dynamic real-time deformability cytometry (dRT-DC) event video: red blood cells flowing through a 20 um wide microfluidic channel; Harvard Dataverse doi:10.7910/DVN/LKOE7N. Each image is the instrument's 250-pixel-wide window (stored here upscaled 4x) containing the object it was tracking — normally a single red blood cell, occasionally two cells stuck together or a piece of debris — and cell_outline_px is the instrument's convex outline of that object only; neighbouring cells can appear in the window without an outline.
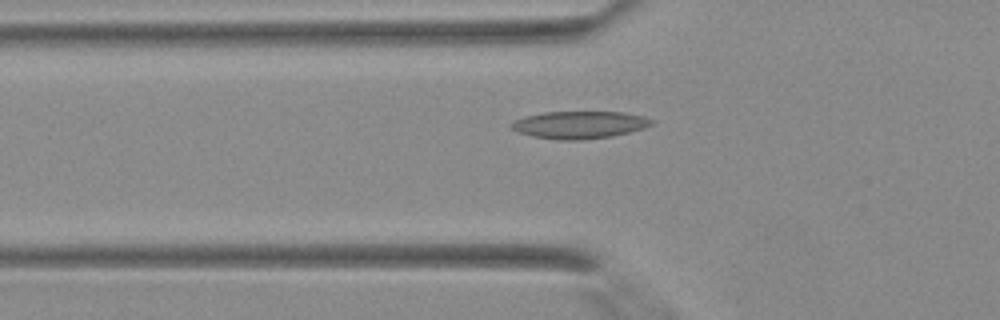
{"species": "Egyptian fruit bat (a non-hibernating species)", "species_latin": "Rousettus aegyptiacus", "temperature_condition": "warm", "stored_images_in_passage": 26, "camera_frame_rate_fps": 3000, "um_per_image_px": 0.085, "animal": {"sex": "female"}, "frame": {"image": 1, "passage_image": 3, "time_ms": 0.667, "image_size_px": [1000, 320], "cell_outline_px": [[656, 120], [652, 124], [644, 128], [612, 136], [580, 140], [560, 140], [532, 136], [520, 132], [512, 128], [508, 124], [524, 116], [544, 112], [624, 112], [644, 116]], "centroid_in_image_um": [49.28, 10.6], "position_along_channel_um": 76.5, "area_um2": 22.37}}
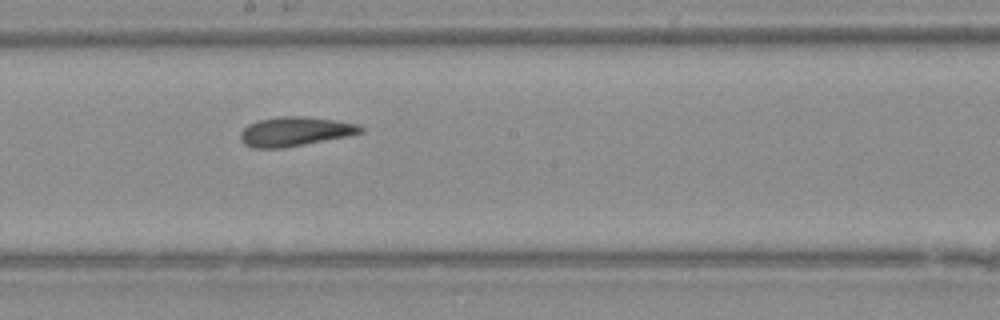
{"frame": {"image": 2, "passage_image": 12, "time_ms": 3.667, "image_size_px": [1000, 320], "cell_outline_px": [[364, 128], [360, 132], [348, 136], [304, 144], [280, 148], [252, 148], [244, 144], [240, 140], [240, 132], [248, 124], [256, 120], [280, 116], [304, 116], [360, 124]], "centroid_in_image_um": [25.02, 11.17], "position_along_channel_um": 223.2, "area_um2": 20.46}}
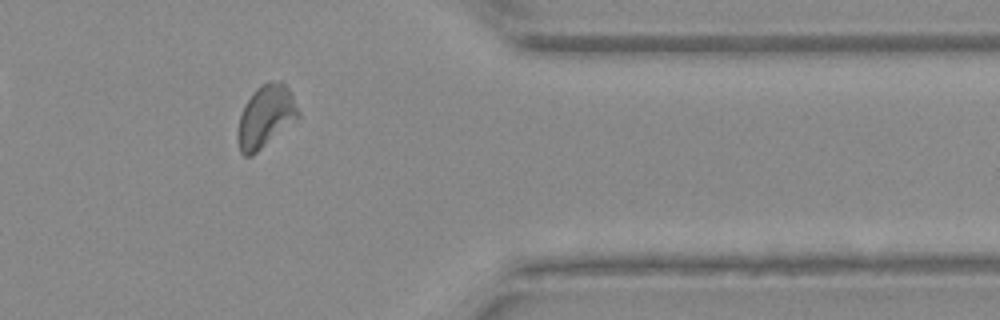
{"frame": {"image": 3, "passage_image": 23, "time_ms": 7.333, "image_size_px": [1000, 320], "cell_outline_px": [[300, 116], [252, 156], [244, 156], [240, 152], [236, 136], [236, 132], [240, 116], [244, 104], [252, 92], [256, 88], [268, 80], [280, 80], [292, 92], [300, 112]], "centroid_in_image_um": [22.56, 9.87], "position_along_channel_um": 388.8, "area_um2": 22.2}}